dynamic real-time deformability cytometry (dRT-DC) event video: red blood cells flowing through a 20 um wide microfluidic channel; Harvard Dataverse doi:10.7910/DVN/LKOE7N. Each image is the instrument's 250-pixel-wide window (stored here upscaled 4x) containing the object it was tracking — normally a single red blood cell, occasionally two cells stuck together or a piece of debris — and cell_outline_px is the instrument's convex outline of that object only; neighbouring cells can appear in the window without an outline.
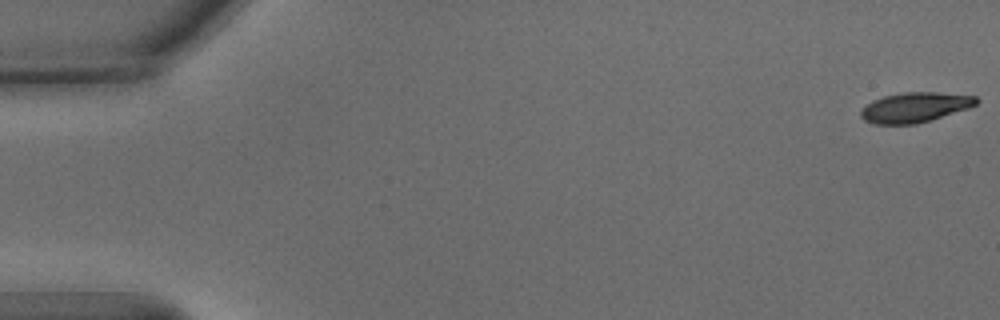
{"species": "common noctule bat (a hibernating species)", "species_latin": "Nyctalus noctula", "temperature_condition": "warm", "stored_images_in_passage": 53, "camera_frame_rate_fps": 3000, "um_per_image_px": 0.085, "animal": {"sex": "male", "body_mass_g": 15.6}, "frame": {"image": 1, "passage_image": 1, "time_ms": 0.0, "image_size_px": [1000, 320], "cell_outline_px": [[980, 100], [976, 104], [968, 108], [916, 124], [872, 124], [864, 120], [860, 116], [860, 112], [872, 100], [884, 96], [904, 92], [936, 92], [976, 96]], "centroid_in_image_um": [77.76, 9.12], "position_along_channel_um": 7.2, "area_um2": 20.0}}
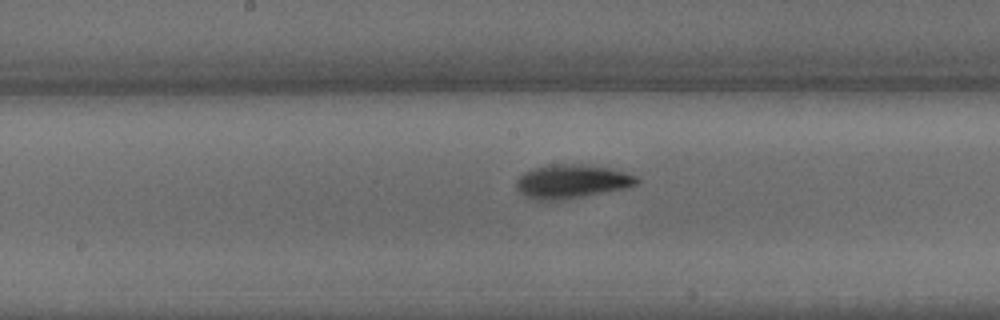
{"frame": {"image": 2, "passage_image": 28, "time_ms": 9.0, "image_size_px": [1000, 320], "cell_outline_px": [[640, 180], [636, 184], [628, 188], [556, 200], [536, 200], [524, 196], [516, 188], [516, 180], [524, 172], [532, 168], [552, 164], [580, 164], [612, 168], [636, 176]], "centroid_in_image_um": [48.58, 15.41], "position_along_channel_um": 199.6, "area_um2": 23.58}}
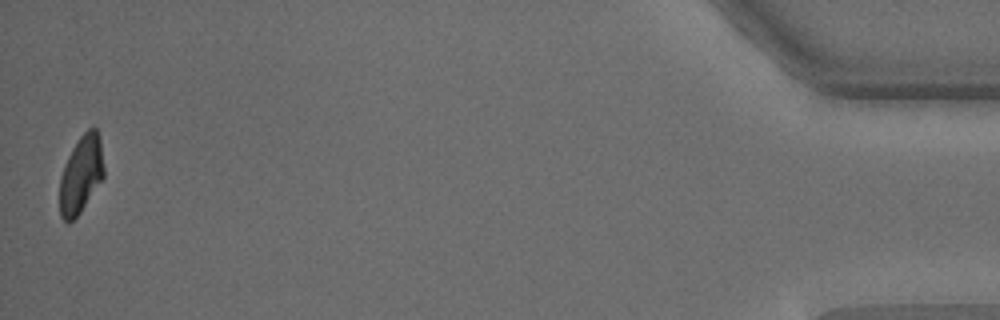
{"frame": {"image": 3, "passage_image": 53, "time_ms": 17.333, "image_size_px": [1000, 320], "cell_outline_px": [[104, 176], [80, 212], [68, 224], [60, 216], [60, 176], [64, 164], [72, 148], [80, 136], [88, 128], [96, 128], [100, 136], [104, 168]], "centroid_in_image_um": [6.88, 14.8], "position_along_channel_um": 428.3, "area_um2": 19.88}, "authors_computed_cell_mechanics": {"area_um2": 22.0218, "velocity_mm_per_s": 3.8199, "shape_relaxation_time_tau1_ms": 2.2672, "shape_relaxation_time_tau2_ms": 4.3369, "deformation_change_tau1": 0.1572, "deformation_change_tau2": 0.0967}}